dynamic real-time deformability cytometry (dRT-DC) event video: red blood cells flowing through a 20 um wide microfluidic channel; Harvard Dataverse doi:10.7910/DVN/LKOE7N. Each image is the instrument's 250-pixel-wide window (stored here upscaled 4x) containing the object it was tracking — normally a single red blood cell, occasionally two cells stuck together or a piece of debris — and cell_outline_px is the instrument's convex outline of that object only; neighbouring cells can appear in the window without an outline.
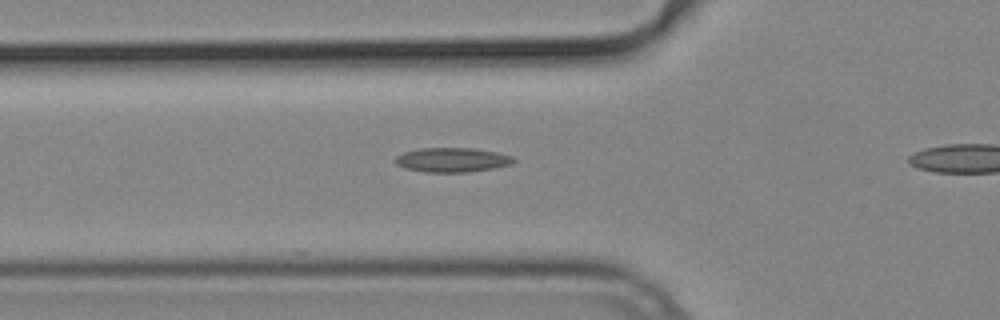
{"species": "common noctule bat (a hibernating species)", "species_latin": "Nyctalus noctula", "temperature_condition": "cold", "stored_images_in_passage": 29, "camera_frame_rate_fps": 3000, "um_per_image_px": 0.085, "animal": {"sex": "male", "body_mass_g": 19.2, "forearm_length_mm": 51.8}, "frame": {"image": 1, "passage_image": 4, "time_ms": 1.0, "image_size_px": [1000, 320], "cell_outline_px": [[516, 160], [512, 164], [492, 168], [468, 172], [424, 172], [404, 168], [396, 164], [392, 160], [396, 156], [404, 152], [420, 148], [472, 148], [496, 152], [512, 156]], "centroid_in_image_um": [38.39, 13.59], "position_along_channel_um": 87.4, "area_um2": 16.88}}
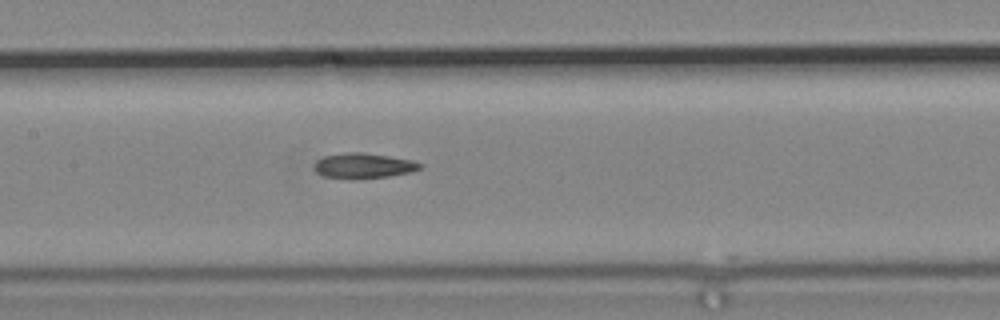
{"frame": {"image": 2, "passage_image": 11, "time_ms": 3.333, "image_size_px": [1000, 320], "cell_outline_px": [[424, 168], [408, 172], [388, 176], [352, 180], [324, 176], [316, 172], [312, 168], [312, 164], [316, 160], [324, 156], [348, 152], [360, 152], [388, 156], [412, 160], [424, 164]], "centroid_in_image_um": [30.86, 14.09], "position_along_channel_um": 176.5, "area_um2": 15.78}}
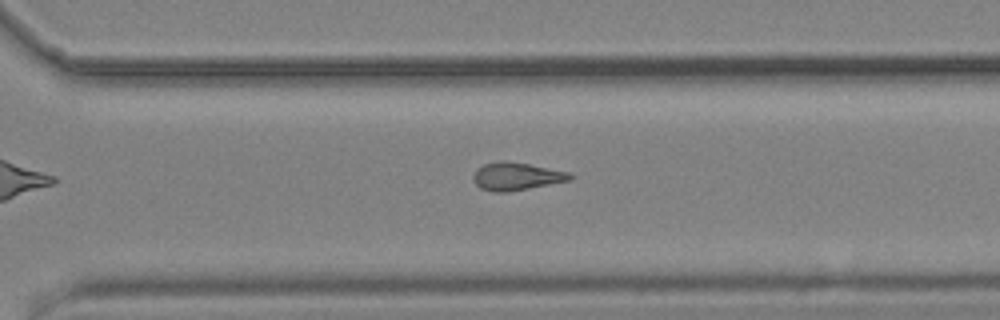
{"frame": {"image": 3, "passage_image": 23, "time_ms": 7.333, "image_size_px": [1000, 320], "cell_outline_px": [[576, 176], [572, 180], [528, 188], [504, 192], [492, 192], [480, 188], [472, 180], [472, 176], [476, 168], [484, 164], [500, 160], [504, 160], [528, 164], [568, 172]], "centroid_in_image_um": [43.87, 14.98], "position_along_channel_um": 326.7, "area_um2": 15.72}}